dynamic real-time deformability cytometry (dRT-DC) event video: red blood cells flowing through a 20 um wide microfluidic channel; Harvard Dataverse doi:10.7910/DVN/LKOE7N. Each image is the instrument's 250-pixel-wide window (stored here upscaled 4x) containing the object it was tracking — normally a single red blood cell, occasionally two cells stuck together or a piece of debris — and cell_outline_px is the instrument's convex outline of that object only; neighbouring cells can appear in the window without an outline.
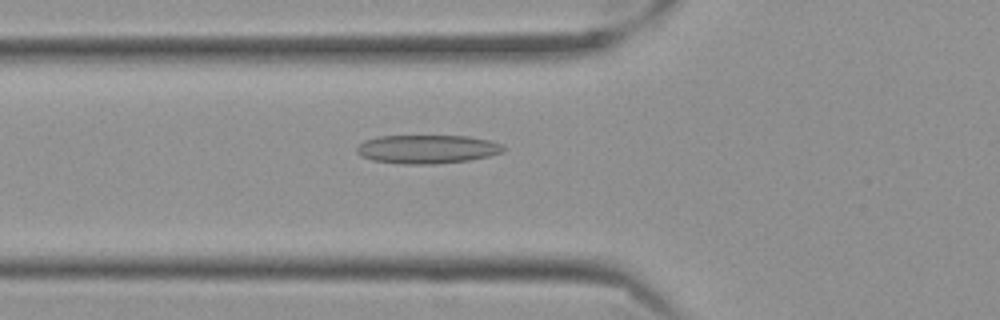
{"species": "Egyptian fruit bat (a non-hibernating species)", "species_latin": "Rousettus aegyptiacus", "temperature_condition": "cold", "stored_images_in_passage": 45, "camera_frame_rate_fps": 3000, "um_per_image_px": 0.085, "frame": {"image": 1, "passage_image": 12, "time_ms": 3.667, "image_size_px": [1000, 320], "cell_outline_px": [[504, 152], [488, 156], [468, 160], [436, 164], [400, 164], [372, 160], [360, 156], [356, 152], [356, 148], [364, 140], [376, 136], [468, 136], [488, 140], [500, 144], [504, 148]], "centroid_in_image_um": [36.26, 12.68], "position_along_channel_um": 89.5, "area_um2": 24.51}}
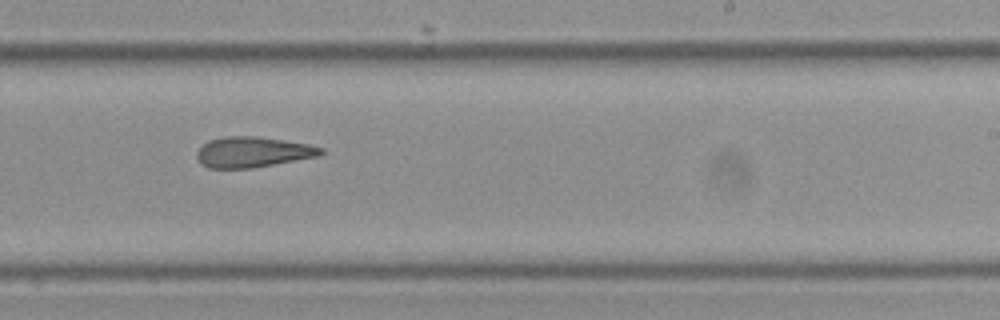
{"frame": {"image": 2, "passage_image": 27, "time_ms": 8.667, "image_size_px": [1000, 320], "cell_outline_px": [[324, 152], [320, 156], [252, 168], [208, 168], [200, 164], [196, 156], [196, 152], [208, 140], [224, 136], [256, 136], [308, 144], [324, 148]], "centroid_in_image_um": [21.47, 12.93], "position_along_channel_um": 267.5, "area_um2": 22.14}}
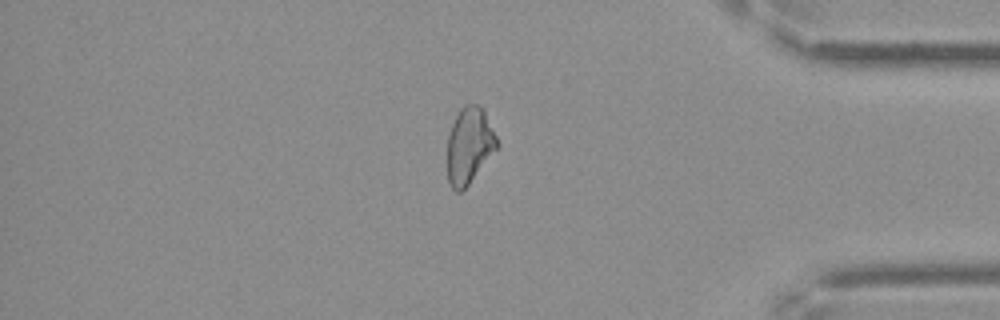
{"frame": {"image": 3, "passage_image": 40, "time_ms": 13.0, "image_size_px": [1000, 320], "cell_outline_px": [[496, 148], [468, 184], [460, 192], [456, 192], [452, 188], [448, 180], [448, 136], [452, 124], [460, 108], [464, 104], [476, 104], [484, 108], [496, 136]], "centroid_in_image_um": [39.87, 12.32], "position_along_channel_um": 395.3, "area_um2": 21.56}, "authors_computed_cell_mechanics": {"area_um2": 22.7154, "velocity_mm_per_s": 3.5404, "shape_relaxation_time_tau1_ms": null, "shape_relaxation_time_tau2_ms": 5.7295, "deformation_change_tau1": null, "deformation_change_tau2": 0.1661}}